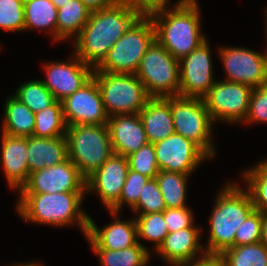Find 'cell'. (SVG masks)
I'll return each mask as SVG.
<instances>
[{
	"label": "cell",
	"mask_w": 267,
	"mask_h": 266,
	"mask_svg": "<svg viewBox=\"0 0 267 266\" xmlns=\"http://www.w3.org/2000/svg\"><path fill=\"white\" fill-rule=\"evenodd\" d=\"M139 17L127 0H118L111 7L91 12L75 38L74 54L94 69Z\"/></svg>",
	"instance_id": "1"
},
{
	"label": "cell",
	"mask_w": 267,
	"mask_h": 266,
	"mask_svg": "<svg viewBox=\"0 0 267 266\" xmlns=\"http://www.w3.org/2000/svg\"><path fill=\"white\" fill-rule=\"evenodd\" d=\"M197 0H179L174 8L150 16L155 26V39L177 60L202 44L200 9Z\"/></svg>",
	"instance_id": "2"
},
{
	"label": "cell",
	"mask_w": 267,
	"mask_h": 266,
	"mask_svg": "<svg viewBox=\"0 0 267 266\" xmlns=\"http://www.w3.org/2000/svg\"><path fill=\"white\" fill-rule=\"evenodd\" d=\"M86 192L19 193L16 210L29 222L68 226L77 223L87 235L89 215L81 210Z\"/></svg>",
	"instance_id": "3"
},
{
	"label": "cell",
	"mask_w": 267,
	"mask_h": 266,
	"mask_svg": "<svg viewBox=\"0 0 267 266\" xmlns=\"http://www.w3.org/2000/svg\"><path fill=\"white\" fill-rule=\"evenodd\" d=\"M209 217V237L205 252L207 256H220L234 247V237L238 227L255 210L248 190L228 183L218 193Z\"/></svg>",
	"instance_id": "4"
},
{
	"label": "cell",
	"mask_w": 267,
	"mask_h": 266,
	"mask_svg": "<svg viewBox=\"0 0 267 266\" xmlns=\"http://www.w3.org/2000/svg\"><path fill=\"white\" fill-rule=\"evenodd\" d=\"M65 137L68 159L85 178L114 154L107 124L70 125Z\"/></svg>",
	"instance_id": "5"
},
{
	"label": "cell",
	"mask_w": 267,
	"mask_h": 266,
	"mask_svg": "<svg viewBox=\"0 0 267 266\" xmlns=\"http://www.w3.org/2000/svg\"><path fill=\"white\" fill-rule=\"evenodd\" d=\"M154 40L153 20L150 17L140 16L93 71L136 74L144 54Z\"/></svg>",
	"instance_id": "6"
},
{
	"label": "cell",
	"mask_w": 267,
	"mask_h": 266,
	"mask_svg": "<svg viewBox=\"0 0 267 266\" xmlns=\"http://www.w3.org/2000/svg\"><path fill=\"white\" fill-rule=\"evenodd\" d=\"M108 117L139 114L150 99L143 83L135 74L93 71Z\"/></svg>",
	"instance_id": "7"
},
{
	"label": "cell",
	"mask_w": 267,
	"mask_h": 266,
	"mask_svg": "<svg viewBox=\"0 0 267 266\" xmlns=\"http://www.w3.org/2000/svg\"><path fill=\"white\" fill-rule=\"evenodd\" d=\"M135 75L143 83L150 98L179 95V60L156 39L148 47Z\"/></svg>",
	"instance_id": "8"
},
{
	"label": "cell",
	"mask_w": 267,
	"mask_h": 266,
	"mask_svg": "<svg viewBox=\"0 0 267 266\" xmlns=\"http://www.w3.org/2000/svg\"><path fill=\"white\" fill-rule=\"evenodd\" d=\"M171 113L175 132L192 140L210 158L216 151L212 141L213 120L202 98L172 96Z\"/></svg>",
	"instance_id": "9"
},
{
	"label": "cell",
	"mask_w": 267,
	"mask_h": 266,
	"mask_svg": "<svg viewBox=\"0 0 267 266\" xmlns=\"http://www.w3.org/2000/svg\"><path fill=\"white\" fill-rule=\"evenodd\" d=\"M253 89L242 83L216 81L202 98L213 122H244Z\"/></svg>",
	"instance_id": "10"
},
{
	"label": "cell",
	"mask_w": 267,
	"mask_h": 266,
	"mask_svg": "<svg viewBox=\"0 0 267 266\" xmlns=\"http://www.w3.org/2000/svg\"><path fill=\"white\" fill-rule=\"evenodd\" d=\"M219 53L227 75L225 81L252 89L267 83V48L263 54L243 47H219Z\"/></svg>",
	"instance_id": "11"
},
{
	"label": "cell",
	"mask_w": 267,
	"mask_h": 266,
	"mask_svg": "<svg viewBox=\"0 0 267 266\" xmlns=\"http://www.w3.org/2000/svg\"><path fill=\"white\" fill-rule=\"evenodd\" d=\"M159 170L191 175L210 157L192 140L173 133L153 144Z\"/></svg>",
	"instance_id": "12"
},
{
	"label": "cell",
	"mask_w": 267,
	"mask_h": 266,
	"mask_svg": "<svg viewBox=\"0 0 267 266\" xmlns=\"http://www.w3.org/2000/svg\"><path fill=\"white\" fill-rule=\"evenodd\" d=\"M207 39L179 60V96L203 98L217 80L213 79L212 59Z\"/></svg>",
	"instance_id": "13"
},
{
	"label": "cell",
	"mask_w": 267,
	"mask_h": 266,
	"mask_svg": "<svg viewBox=\"0 0 267 266\" xmlns=\"http://www.w3.org/2000/svg\"><path fill=\"white\" fill-rule=\"evenodd\" d=\"M67 126L104 125L108 122L100 89L92 77L79 90L61 101Z\"/></svg>",
	"instance_id": "14"
},
{
	"label": "cell",
	"mask_w": 267,
	"mask_h": 266,
	"mask_svg": "<svg viewBox=\"0 0 267 266\" xmlns=\"http://www.w3.org/2000/svg\"><path fill=\"white\" fill-rule=\"evenodd\" d=\"M86 192V178L76 165L64 162L44 167L30 174L28 183L18 193Z\"/></svg>",
	"instance_id": "15"
},
{
	"label": "cell",
	"mask_w": 267,
	"mask_h": 266,
	"mask_svg": "<svg viewBox=\"0 0 267 266\" xmlns=\"http://www.w3.org/2000/svg\"><path fill=\"white\" fill-rule=\"evenodd\" d=\"M70 62H55L46 64V77L42 80L45 87L57 101L79 90L93 75V68L82 62L75 54Z\"/></svg>",
	"instance_id": "16"
},
{
	"label": "cell",
	"mask_w": 267,
	"mask_h": 266,
	"mask_svg": "<svg viewBox=\"0 0 267 266\" xmlns=\"http://www.w3.org/2000/svg\"><path fill=\"white\" fill-rule=\"evenodd\" d=\"M128 170L127 157L113 154L86 178V193L97 192L106 208L110 210L119 201Z\"/></svg>",
	"instance_id": "17"
},
{
	"label": "cell",
	"mask_w": 267,
	"mask_h": 266,
	"mask_svg": "<svg viewBox=\"0 0 267 266\" xmlns=\"http://www.w3.org/2000/svg\"><path fill=\"white\" fill-rule=\"evenodd\" d=\"M201 228L194 225L176 232L168 233L159 248L155 251L172 266H180L200 260L207 256L200 245ZM202 256H197L198 252ZM204 251V252H202ZM199 257V258H198Z\"/></svg>",
	"instance_id": "18"
},
{
	"label": "cell",
	"mask_w": 267,
	"mask_h": 266,
	"mask_svg": "<svg viewBox=\"0 0 267 266\" xmlns=\"http://www.w3.org/2000/svg\"><path fill=\"white\" fill-rule=\"evenodd\" d=\"M107 126L114 154L127 157L148 143L139 114L111 116Z\"/></svg>",
	"instance_id": "19"
},
{
	"label": "cell",
	"mask_w": 267,
	"mask_h": 266,
	"mask_svg": "<svg viewBox=\"0 0 267 266\" xmlns=\"http://www.w3.org/2000/svg\"><path fill=\"white\" fill-rule=\"evenodd\" d=\"M86 238L92 250H119L134 246L138 240L136 221H121L117 216L114 222L99 229L89 216Z\"/></svg>",
	"instance_id": "20"
},
{
	"label": "cell",
	"mask_w": 267,
	"mask_h": 266,
	"mask_svg": "<svg viewBox=\"0 0 267 266\" xmlns=\"http://www.w3.org/2000/svg\"><path fill=\"white\" fill-rule=\"evenodd\" d=\"M0 163L11 188L20 191L29 181L27 159V137L10 136L2 133Z\"/></svg>",
	"instance_id": "21"
},
{
	"label": "cell",
	"mask_w": 267,
	"mask_h": 266,
	"mask_svg": "<svg viewBox=\"0 0 267 266\" xmlns=\"http://www.w3.org/2000/svg\"><path fill=\"white\" fill-rule=\"evenodd\" d=\"M148 143H156L175 133L171 97L150 98L139 112Z\"/></svg>",
	"instance_id": "22"
},
{
	"label": "cell",
	"mask_w": 267,
	"mask_h": 266,
	"mask_svg": "<svg viewBox=\"0 0 267 266\" xmlns=\"http://www.w3.org/2000/svg\"><path fill=\"white\" fill-rule=\"evenodd\" d=\"M27 159L30 173L66 161L68 159L66 137H27Z\"/></svg>",
	"instance_id": "23"
},
{
	"label": "cell",
	"mask_w": 267,
	"mask_h": 266,
	"mask_svg": "<svg viewBox=\"0 0 267 266\" xmlns=\"http://www.w3.org/2000/svg\"><path fill=\"white\" fill-rule=\"evenodd\" d=\"M6 100L2 133L10 136H32L35 127V113L13 95Z\"/></svg>",
	"instance_id": "24"
},
{
	"label": "cell",
	"mask_w": 267,
	"mask_h": 266,
	"mask_svg": "<svg viewBox=\"0 0 267 266\" xmlns=\"http://www.w3.org/2000/svg\"><path fill=\"white\" fill-rule=\"evenodd\" d=\"M91 11L81 0H70L57 11V41L67 40L80 34Z\"/></svg>",
	"instance_id": "25"
},
{
	"label": "cell",
	"mask_w": 267,
	"mask_h": 266,
	"mask_svg": "<svg viewBox=\"0 0 267 266\" xmlns=\"http://www.w3.org/2000/svg\"><path fill=\"white\" fill-rule=\"evenodd\" d=\"M57 11L51 0H24V30L46 29L57 41Z\"/></svg>",
	"instance_id": "26"
},
{
	"label": "cell",
	"mask_w": 267,
	"mask_h": 266,
	"mask_svg": "<svg viewBox=\"0 0 267 266\" xmlns=\"http://www.w3.org/2000/svg\"><path fill=\"white\" fill-rule=\"evenodd\" d=\"M190 175L160 170L155 177L164 199L166 208L186 206L187 178Z\"/></svg>",
	"instance_id": "27"
},
{
	"label": "cell",
	"mask_w": 267,
	"mask_h": 266,
	"mask_svg": "<svg viewBox=\"0 0 267 266\" xmlns=\"http://www.w3.org/2000/svg\"><path fill=\"white\" fill-rule=\"evenodd\" d=\"M102 266H147L149 249L140 241L134 246L119 250H93Z\"/></svg>",
	"instance_id": "28"
},
{
	"label": "cell",
	"mask_w": 267,
	"mask_h": 266,
	"mask_svg": "<svg viewBox=\"0 0 267 266\" xmlns=\"http://www.w3.org/2000/svg\"><path fill=\"white\" fill-rule=\"evenodd\" d=\"M66 131L67 125L60 101L56 100L51 106L35 113V127L32 136L56 138L65 136Z\"/></svg>",
	"instance_id": "29"
},
{
	"label": "cell",
	"mask_w": 267,
	"mask_h": 266,
	"mask_svg": "<svg viewBox=\"0 0 267 266\" xmlns=\"http://www.w3.org/2000/svg\"><path fill=\"white\" fill-rule=\"evenodd\" d=\"M225 266H267V247L260 241L234 246L219 256Z\"/></svg>",
	"instance_id": "30"
},
{
	"label": "cell",
	"mask_w": 267,
	"mask_h": 266,
	"mask_svg": "<svg viewBox=\"0 0 267 266\" xmlns=\"http://www.w3.org/2000/svg\"><path fill=\"white\" fill-rule=\"evenodd\" d=\"M14 97L34 113L46 109L56 101L53 94L43 84L42 79L21 84Z\"/></svg>",
	"instance_id": "31"
},
{
	"label": "cell",
	"mask_w": 267,
	"mask_h": 266,
	"mask_svg": "<svg viewBox=\"0 0 267 266\" xmlns=\"http://www.w3.org/2000/svg\"><path fill=\"white\" fill-rule=\"evenodd\" d=\"M242 174L255 210L267 214V159Z\"/></svg>",
	"instance_id": "32"
},
{
	"label": "cell",
	"mask_w": 267,
	"mask_h": 266,
	"mask_svg": "<svg viewBox=\"0 0 267 266\" xmlns=\"http://www.w3.org/2000/svg\"><path fill=\"white\" fill-rule=\"evenodd\" d=\"M135 221L137 225V238L154 242L155 250H157L169 233L163 212L138 214Z\"/></svg>",
	"instance_id": "33"
},
{
	"label": "cell",
	"mask_w": 267,
	"mask_h": 266,
	"mask_svg": "<svg viewBox=\"0 0 267 266\" xmlns=\"http://www.w3.org/2000/svg\"><path fill=\"white\" fill-rule=\"evenodd\" d=\"M149 179V177L129 169L119 201L110 209L109 212L113 216H117L124 204H127L132 209L137 204L141 190Z\"/></svg>",
	"instance_id": "34"
},
{
	"label": "cell",
	"mask_w": 267,
	"mask_h": 266,
	"mask_svg": "<svg viewBox=\"0 0 267 266\" xmlns=\"http://www.w3.org/2000/svg\"><path fill=\"white\" fill-rule=\"evenodd\" d=\"M0 28L5 31H24V0H0Z\"/></svg>",
	"instance_id": "35"
},
{
	"label": "cell",
	"mask_w": 267,
	"mask_h": 266,
	"mask_svg": "<svg viewBox=\"0 0 267 266\" xmlns=\"http://www.w3.org/2000/svg\"><path fill=\"white\" fill-rule=\"evenodd\" d=\"M166 209L164 199L155 178H151L143 186L137 204L132 208L139 214L163 212ZM140 211V212H139Z\"/></svg>",
	"instance_id": "36"
},
{
	"label": "cell",
	"mask_w": 267,
	"mask_h": 266,
	"mask_svg": "<svg viewBox=\"0 0 267 266\" xmlns=\"http://www.w3.org/2000/svg\"><path fill=\"white\" fill-rule=\"evenodd\" d=\"M129 169L140 173L146 177L155 178L158 174L159 167L156 161L154 145L147 143L137 152L127 156Z\"/></svg>",
	"instance_id": "37"
},
{
	"label": "cell",
	"mask_w": 267,
	"mask_h": 266,
	"mask_svg": "<svg viewBox=\"0 0 267 266\" xmlns=\"http://www.w3.org/2000/svg\"><path fill=\"white\" fill-rule=\"evenodd\" d=\"M263 213L254 210L238 227L234 237V246H243L260 242Z\"/></svg>",
	"instance_id": "38"
},
{
	"label": "cell",
	"mask_w": 267,
	"mask_h": 266,
	"mask_svg": "<svg viewBox=\"0 0 267 266\" xmlns=\"http://www.w3.org/2000/svg\"><path fill=\"white\" fill-rule=\"evenodd\" d=\"M245 123H267V83L254 88L250 97L249 109Z\"/></svg>",
	"instance_id": "39"
},
{
	"label": "cell",
	"mask_w": 267,
	"mask_h": 266,
	"mask_svg": "<svg viewBox=\"0 0 267 266\" xmlns=\"http://www.w3.org/2000/svg\"><path fill=\"white\" fill-rule=\"evenodd\" d=\"M168 232H176L193 226V215L189 207L166 208L163 211Z\"/></svg>",
	"instance_id": "40"
},
{
	"label": "cell",
	"mask_w": 267,
	"mask_h": 266,
	"mask_svg": "<svg viewBox=\"0 0 267 266\" xmlns=\"http://www.w3.org/2000/svg\"><path fill=\"white\" fill-rule=\"evenodd\" d=\"M140 16L150 17L152 14L167 10L168 0H127Z\"/></svg>",
	"instance_id": "41"
},
{
	"label": "cell",
	"mask_w": 267,
	"mask_h": 266,
	"mask_svg": "<svg viewBox=\"0 0 267 266\" xmlns=\"http://www.w3.org/2000/svg\"><path fill=\"white\" fill-rule=\"evenodd\" d=\"M180 266H225V264L219 256H206L200 260Z\"/></svg>",
	"instance_id": "42"
},
{
	"label": "cell",
	"mask_w": 267,
	"mask_h": 266,
	"mask_svg": "<svg viewBox=\"0 0 267 266\" xmlns=\"http://www.w3.org/2000/svg\"><path fill=\"white\" fill-rule=\"evenodd\" d=\"M91 11H98L113 6L118 0H81Z\"/></svg>",
	"instance_id": "43"
},
{
	"label": "cell",
	"mask_w": 267,
	"mask_h": 266,
	"mask_svg": "<svg viewBox=\"0 0 267 266\" xmlns=\"http://www.w3.org/2000/svg\"><path fill=\"white\" fill-rule=\"evenodd\" d=\"M267 247V214H263L262 230H261V240Z\"/></svg>",
	"instance_id": "44"
},
{
	"label": "cell",
	"mask_w": 267,
	"mask_h": 266,
	"mask_svg": "<svg viewBox=\"0 0 267 266\" xmlns=\"http://www.w3.org/2000/svg\"><path fill=\"white\" fill-rule=\"evenodd\" d=\"M57 8L63 7V5L70 0H51Z\"/></svg>",
	"instance_id": "45"
},
{
	"label": "cell",
	"mask_w": 267,
	"mask_h": 266,
	"mask_svg": "<svg viewBox=\"0 0 267 266\" xmlns=\"http://www.w3.org/2000/svg\"><path fill=\"white\" fill-rule=\"evenodd\" d=\"M266 13H267V10H266ZM266 17H267V14H266ZM266 27H267V18H266ZM266 34H267V28H266Z\"/></svg>",
	"instance_id": "46"
}]
</instances>
